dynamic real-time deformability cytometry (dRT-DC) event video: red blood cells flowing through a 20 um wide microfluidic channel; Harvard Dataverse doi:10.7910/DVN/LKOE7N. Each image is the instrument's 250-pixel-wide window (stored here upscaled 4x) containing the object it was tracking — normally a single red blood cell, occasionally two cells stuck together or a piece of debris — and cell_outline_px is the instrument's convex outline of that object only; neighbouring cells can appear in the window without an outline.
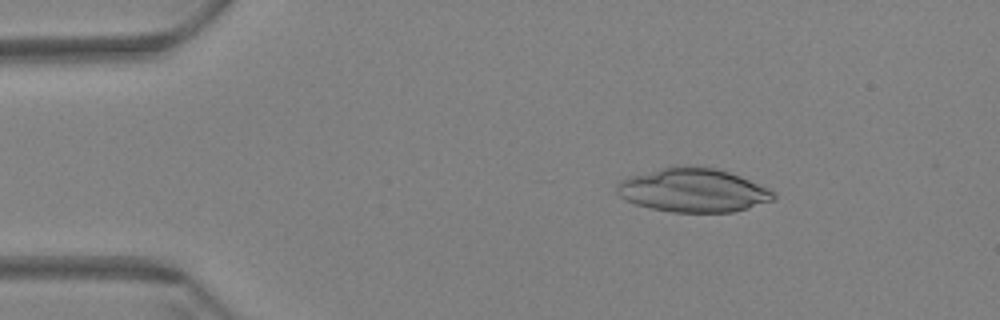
{"species": "Egyptian fruit bat (a non-hibernating species)", "species_latin": "Rousettus aegyptiacus", "temperature_condition": "warm", "stored_images_in_passage": 19, "camera_frame_rate_fps": 3000, "um_per_image_px": 0.085, "animal": {"sex": "female"}, "frame": {"image": 1, "passage_image": 9, "time_ms": 2.667, "image_size_px": [1000, 320], "cell_outline_px": [[776, 196], [772, 200], [748, 208], [732, 212], [672, 212], [652, 208], [636, 204], [620, 196], [616, 192], [616, 184], [620, 180], [628, 176], [664, 168], [720, 168], [760, 184], [776, 192]], "centroid_in_image_um": [58.94, 16.19], "position_along_channel_um": 26.1, "area_um2": 39.3}}